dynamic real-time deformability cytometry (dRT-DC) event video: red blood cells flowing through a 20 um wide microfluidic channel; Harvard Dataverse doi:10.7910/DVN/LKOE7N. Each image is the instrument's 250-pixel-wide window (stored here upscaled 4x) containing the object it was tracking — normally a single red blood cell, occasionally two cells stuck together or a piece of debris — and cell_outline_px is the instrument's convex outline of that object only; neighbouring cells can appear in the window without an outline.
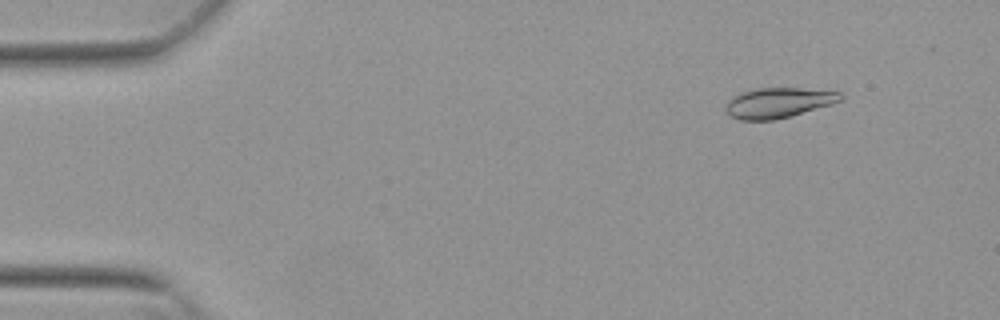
{"species": "Egyptian fruit bat (a non-hibernating species)", "species_latin": "Rousettus aegyptiacus", "temperature_condition": "warm", "stored_images_in_passage": 19, "camera_frame_rate_fps": 3000, "um_per_image_px": 0.085, "animal": {"sex": "female"}, "frame": {"image": 1, "passage_image": 6, "time_ms": 1.667, "image_size_px": [1000, 320], "cell_outline_px": [[844, 96], [840, 100], [832, 104], [792, 116], [776, 120], [740, 120], [728, 116], [724, 108], [724, 104], [732, 96], [740, 92], [756, 88], [800, 88], [840, 92]], "centroid_in_image_um": [66.09, 8.74], "position_along_channel_um": 18.9, "area_um2": 20.52}}
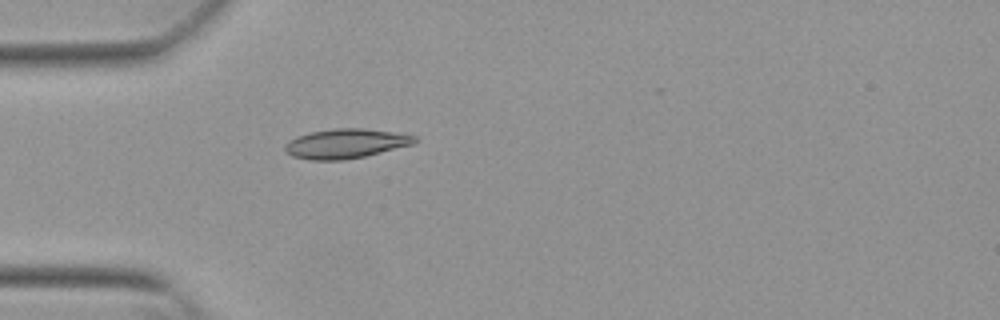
{"frame": {"image": 2, "passage_image": 16, "time_ms": 5.0, "image_size_px": [1000, 320], "cell_outline_px": [[420, 140], [412, 144], [364, 156], [344, 160], [308, 160], [292, 156], [284, 152], [284, 144], [288, 140], [296, 136], [312, 132], [336, 128], [360, 128], [392, 132], [416, 136]], "centroid_in_image_um": [29.32, 12.21], "position_along_channel_um": 55.7, "area_um2": 22.25}}